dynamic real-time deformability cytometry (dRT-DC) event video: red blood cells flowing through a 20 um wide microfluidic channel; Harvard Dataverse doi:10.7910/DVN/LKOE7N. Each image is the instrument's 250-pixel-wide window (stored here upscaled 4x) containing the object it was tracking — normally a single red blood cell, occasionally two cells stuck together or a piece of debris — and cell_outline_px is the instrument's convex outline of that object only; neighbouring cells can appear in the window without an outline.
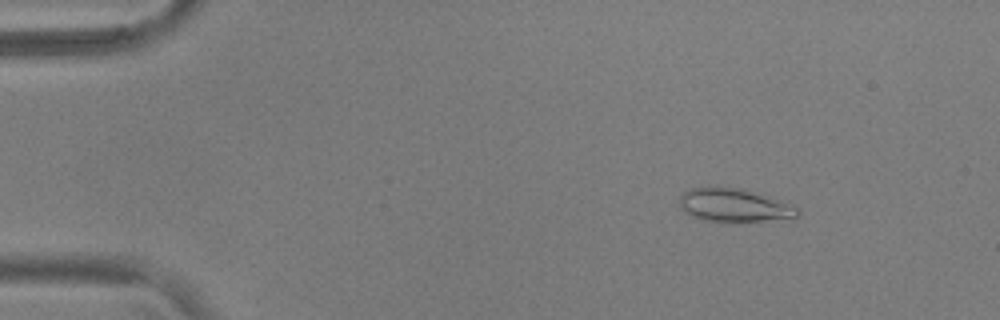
{"species": "common noctule bat (a hibernating species)", "species_latin": "Nyctalus noctula", "temperature_condition": "warm", "stored_images_in_passage": 55, "camera_frame_rate_fps": 3000, "um_per_image_px": 0.085, "animal": {"sex": "male", "body_mass_g": 17.9, "forearm_length_mm": 54.2}, "frame": {"image": 1, "passage_image": 8, "time_ms": 2.333, "image_size_px": [1000, 320], "cell_outline_px": [[800, 212], [796, 216], [760, 220], [704, 220], [688, 216], [680, 208], [680, 196], [684, 192], [692, 188], [708, 184], [716, 184], [740, 188], [800, 208]], "centroid_in_image_um": [62.24, 17.38], "position_along_channel_um": 22.8, "area_um2": 22.54}}
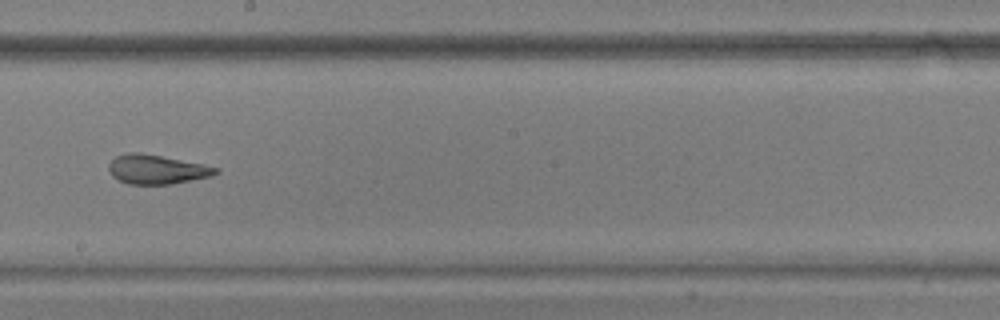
{"frame": {"image": 2, "passage_image": 32, "time_ms": 10.333, "image_size_px": [1000, 320], "cell_outline_px": [[220, 172], [212, 176], [172, 184], [128, 184], [112, 176], [108, 168], [108, 164], [116, 156], [128, 152], [140, 152], [220, 168]], "centroid_in_image_um": [13.31, 14.4], "position_along_channel_um": 234.9, "area_um2": 18.09}}
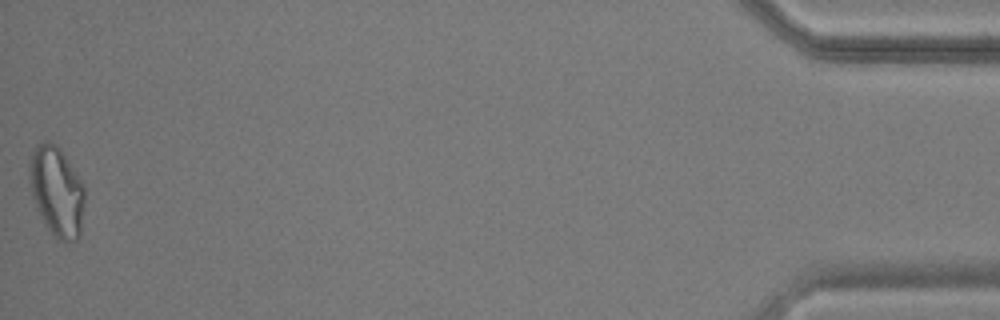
{"frame": {"image": 3, "passage_image": 55, "time_ms": 18.0, "image_size_px": [1000, 320], "cell_outline_px": [[84, 204], [80, 236], [76, 240], [56, 240], [40, 216], [36, 208], [32, 196], [28, 180], [28, 164], [32, 152], [36, 144], [44, 140], [48, 140], [60, 148], [84, 184]], "centroid_in_image_um": [4.8, 16.24], "position_along_channel_um": 430.4, "area_um2": 29.3}, "authors_computed_cell_mechanics": {"area_um2": 20.9814, "velocity_mm_per_s": 3.7169, "shape_relaxation_time_tau1_ms": null, "shape_relaxation_time_tau2_ms": 1.9489, "deformation_change_tau1": null, "deformation_change_tau2": 0.0902}}